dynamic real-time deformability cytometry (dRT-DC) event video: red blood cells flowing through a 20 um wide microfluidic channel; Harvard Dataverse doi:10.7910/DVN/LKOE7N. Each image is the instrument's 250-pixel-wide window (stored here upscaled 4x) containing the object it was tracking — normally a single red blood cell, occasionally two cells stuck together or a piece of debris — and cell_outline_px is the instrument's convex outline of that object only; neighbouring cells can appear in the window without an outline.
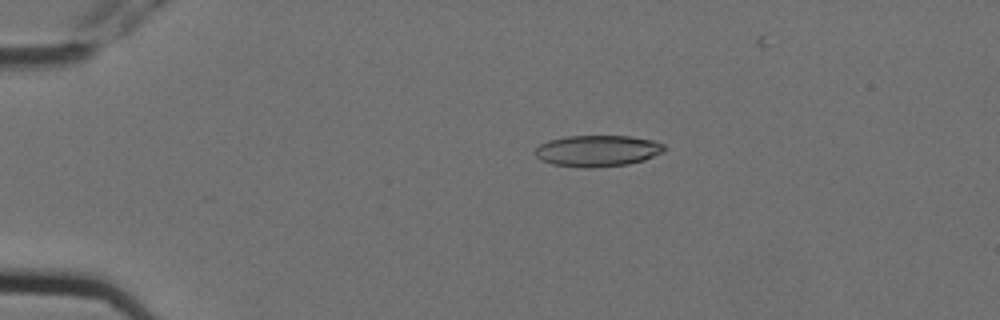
{"species": "Egyptian fruit bat (a non-hibernating species)", "species_latin": "Rousettus aegyptiacus", "temperature_condition": "cold", "stored_images_in_passage": 9, "camera_frame_rate_fps": 3000, "um_per_image_px": 0.085, "animal": {"sex": "female"}, "frame": {"image": 1, "passage_image": 3, "time_ms": 0.667, "image_size_px": [1000, 320], "cell_outline_px": [[664, 152], [644, 160], [628, 164], [592, 168], [584, 168], [552, 164], [540, 160], [536, 156], [536, 148], [540, 144], [548, 140], [568, 136], [628, 136], [656, 140], [664, 144]], "centroid_in_image_um": [50.8, 12.82], "position_along_channel_um": 34.2, "area_um2": 23.7}}
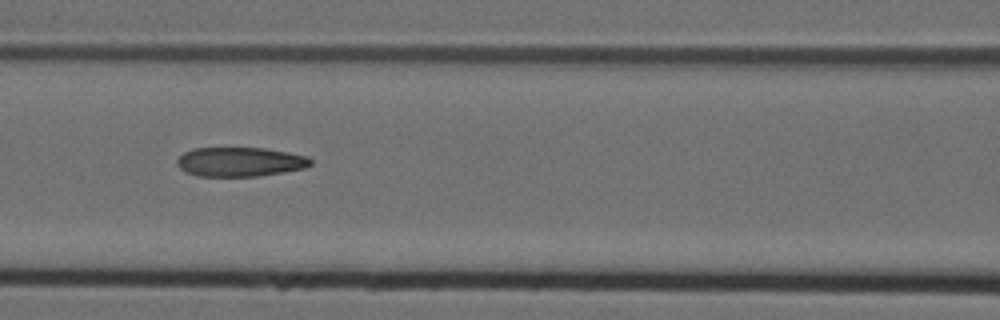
{"frame": {"image": 2, "passage_image": 7, "time_ms": 2.0, "image_size_px": [1000, 320], "cell_outline_px": [[312, 164], [304, 168], [284, 172], [256, 176], [196, 176], [184, 172], [176, 164], [176, 160], [184, 152], [192, 148], [264, 148], [288, 152], [308, 156], [312, 160]], "centroid_in_image_um": [20.38, 13.76], "position_along_channel_um": 146.2, "area_um2": 22.95}}
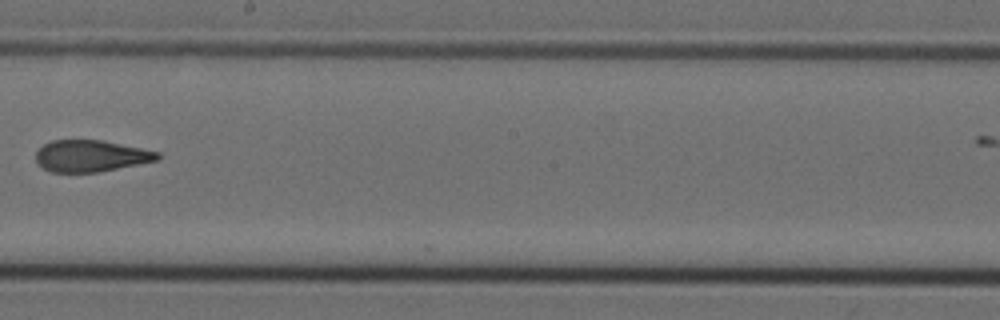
{"frame": {"image": 3, "passage_image": 9, "time_ms": 2.667, "image_size_px": [1000, 320], "cell_outline_px": [[160, 156], [156, 160], [96, 172], [52, 172], [36, 164], [36, 152], [44, 144], [52, 140], [104, 140], [160, 152]], "centroid_in_image_um": [7.68, 13.24], "position_along_channel_um": 240.5, "area_um2": 22.2}}